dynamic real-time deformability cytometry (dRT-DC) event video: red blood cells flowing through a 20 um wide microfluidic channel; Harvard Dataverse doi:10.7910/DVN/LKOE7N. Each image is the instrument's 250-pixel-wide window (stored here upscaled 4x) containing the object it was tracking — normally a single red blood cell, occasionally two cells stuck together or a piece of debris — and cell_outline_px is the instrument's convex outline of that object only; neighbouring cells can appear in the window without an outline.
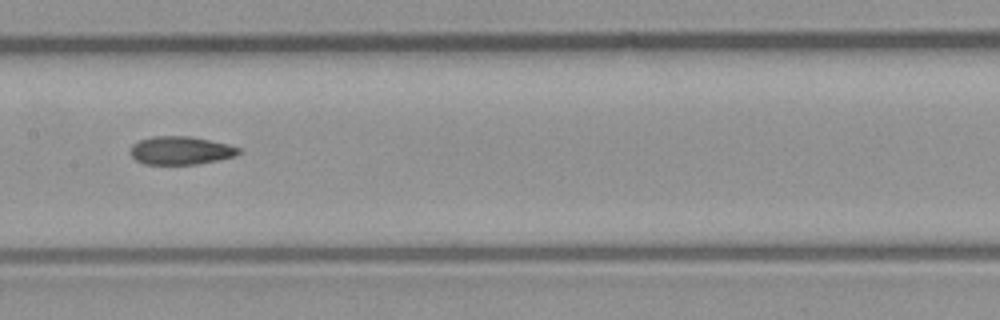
{"species": "common noctule bat (a hibernating species)", "species_latin": "Nyctalus noctula", "temperature_condition": "room temperature", "stored_images_in_passage": 8, "camera_frame_rate_fps": 3000, "um_per_image_px": 0.085, "animal": {"sex": "male", "body_mass_g": 23.1, "forearm_length_mm": 52.7}, "frame": {"image": 1, "passage_image": 8, "time_ms": 2.333, "image_size_px": [1000, 320], "cell_outline_px": [[244, 152], [236, 156], [196, 164], [144, 164], [136, 160], [132, 156], [132, 144], [140, 140], [152, 136], [192, 136], [228, 144], [240, 148]], "centroid_in_image_um": [15.4, 12.78], "position_along_channel_um": 192.0, "area_um2": 17.8}}